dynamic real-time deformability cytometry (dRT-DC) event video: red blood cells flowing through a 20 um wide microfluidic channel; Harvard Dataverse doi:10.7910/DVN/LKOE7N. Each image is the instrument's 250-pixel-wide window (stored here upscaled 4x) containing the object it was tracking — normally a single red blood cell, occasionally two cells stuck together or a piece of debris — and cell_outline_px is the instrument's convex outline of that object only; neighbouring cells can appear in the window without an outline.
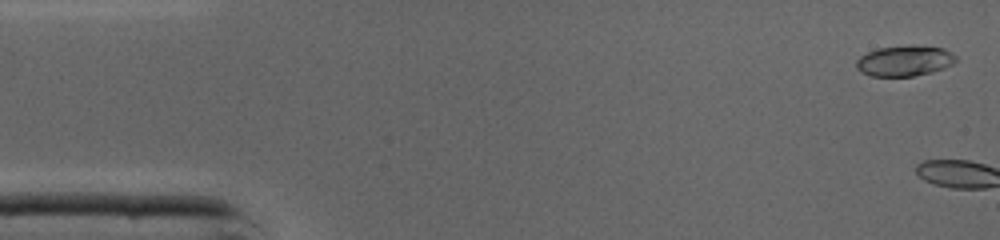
{"species": "common noctule bat (a hibernating species)", "species_latin": "Nyctalus noctula", "temperature_condition": "cold", "stored_images_in_passage": 4, "camera_frame_rate_fps": 3000, "um_per_image_px": 0.085, "animal": {"sex": "male", "body_mass_g": 19.0, "forearm_length_mm": 50.8}, "frame": {"image": 1, "passage_image": 2, "time_ms": 0.333, "image_size_px": [1000, 240], "cell_outline_px": [[956, 60], [952, 64], [944, 68], [932, 72], [912, 76], [872, 76], [860, 72], [856, 68], [856, 60], [860, 56], [876, 48], [908, 44], [912, 44], [944, 48], [952, 52], [956, 56]], "centroid_in_image_um": [76.88, 5.15], "position_along_channel_um": 8.1, "area_um2": 18.09}}